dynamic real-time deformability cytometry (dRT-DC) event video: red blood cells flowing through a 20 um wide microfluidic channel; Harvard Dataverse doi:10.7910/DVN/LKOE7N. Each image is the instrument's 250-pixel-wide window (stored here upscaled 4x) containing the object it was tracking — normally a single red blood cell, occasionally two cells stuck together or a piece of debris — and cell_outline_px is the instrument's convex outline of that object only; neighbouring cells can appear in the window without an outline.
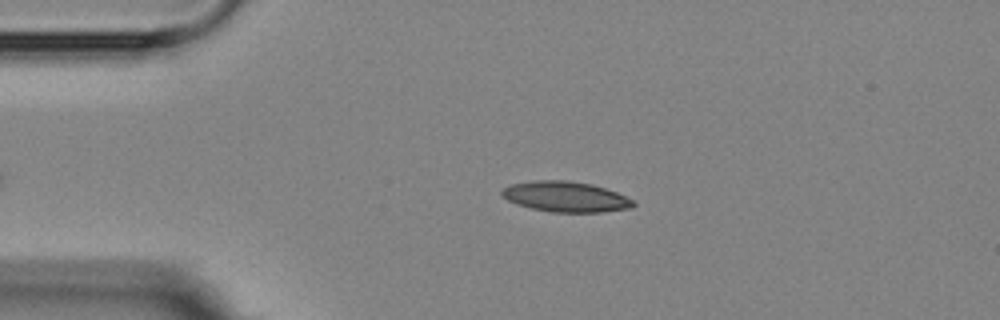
{"species": "Egyptian fruit bat (a non-hibernating species)", "species_latin": "Rousettus aegyptiacus", "temperature_condition": "room temperature", "stored_images_in_passage": 3, "camera_frame_rate_fps": 3000, "um_per_image_px": 0.085, "animal": {"sex": "female"}, "frame": {"image": 1, "passage_image": 1, "time_ms": 0.0, "image_size_px": [1000, 320], "cell_outline_px": [[636, 204], [632, 208], [600, 212], [552, 212], [532, 208], [516, 204], [508, 200], [500, 192], [504, 188], [512, 184], [532, 180], [568, 180], [592, 184], [616, 192], [632, 200]], "centroid_in_image_um": [48.08, 16.72], "position_along_channel_um": 36.9, "area_um2": 23.18}}
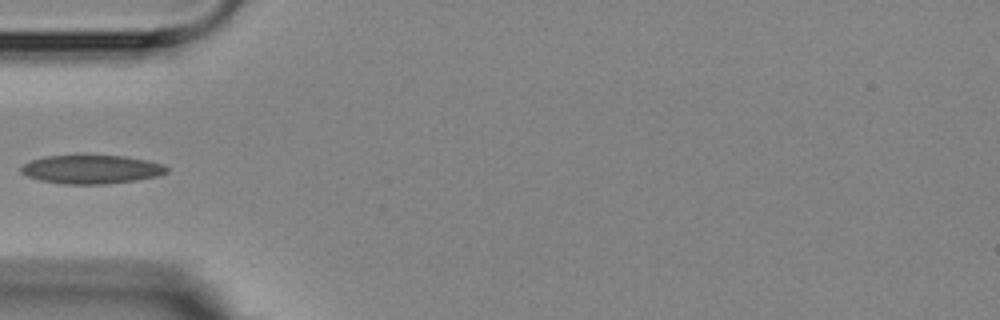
{"frame": {"image": 2, "passage_image": 3, "time_ms": 2.0, "image_size_px": [1000, 320], "cell_outline_px": [[168, 172], [160, 176], [136, 180], [104, 184], [64, 184], [40, 180], [28, 176], [20, 172], [20, 168], [24, 164], [32, 160], [44, 156], [124, 156], [164, 164], [168, 168]], "centroid_in_image_um": [7.79, 14.4], "position_along_channel_um": 77.2, "area_um2": 24.16}}